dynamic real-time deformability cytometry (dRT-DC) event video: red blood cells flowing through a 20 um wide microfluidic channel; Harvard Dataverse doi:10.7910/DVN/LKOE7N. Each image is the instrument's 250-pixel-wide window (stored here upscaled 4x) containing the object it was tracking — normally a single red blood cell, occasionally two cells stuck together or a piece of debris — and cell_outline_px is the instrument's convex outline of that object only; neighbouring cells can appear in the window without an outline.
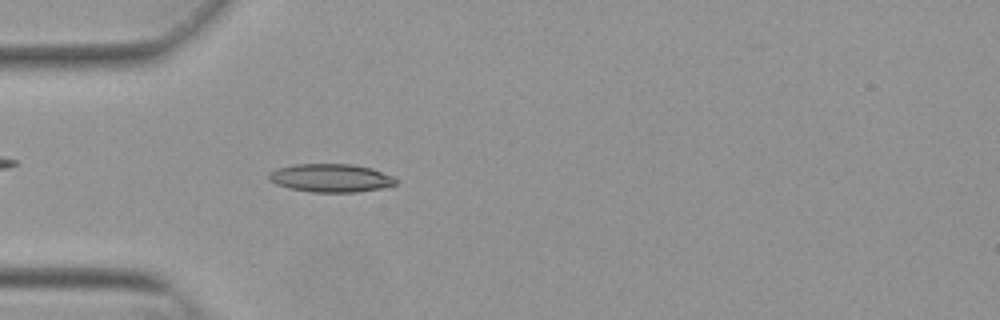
{"species": "Egyptian fruit bat (a non-hibernating species)", "species_latin": "Rousettus aegyptiacus", "temperature_condition": "warm", "stored_images_in_passage": 49, "camera_frame_rate_fps": 3000, "um_per_image_px": 0.085, "animal": {"sex": "female"}, "frame": {"image": 1, "passage_image": 15, "time_ms": 4.667, "image_size_px": [1000, 320], "cell_outline_px": [[396, 184], [380, 188], [356, 192], [312, 192], [288, 188], [276, 184], [268, 180], [268, 172], [276, 168], [296, 164], [352, 164], [372, 168], [392, 176], [396, 180]], "centroid_in_image_um": [28.06, 15.12], "position_along_channel_um": 56.9, "area_um2": 20.92}}
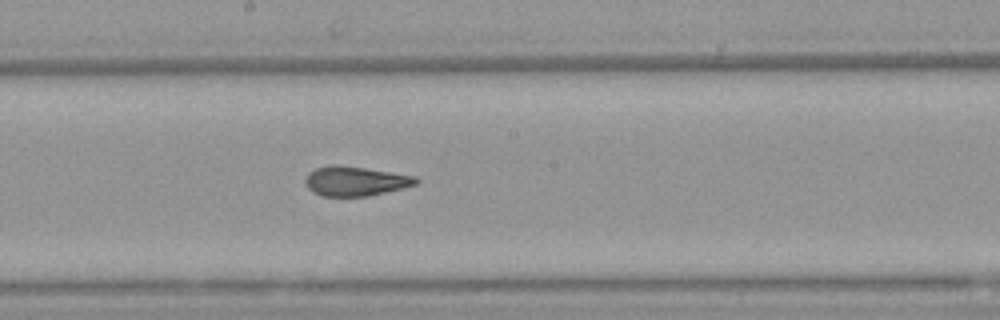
{"frame": {"image": 2, "passage_image": 28, "time_ms": 9.0, "image_size_px": [1000, 320], "cell_outline_px": [[420, 180], [416, 184], [404, 188], [368, 196], [320, 196], [312, 192], [304, 184], [304, 176], [308, 172], [316, 168], [328, 164], [336, 164], [364, 168], [416, 176]], "centroid_in_image_um": [30.15, 15.39], "position_along_channel_um": 218.1, "area_um2": 19.31}}
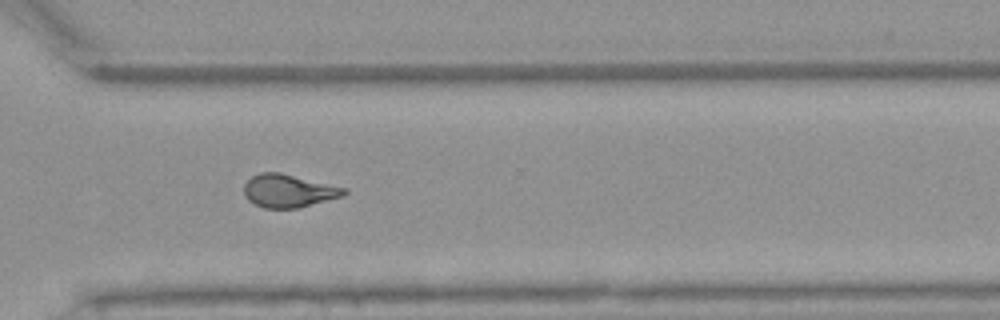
{"frame": {"image": 3, "passage_image": 38, "time_ms": 12.333, "image_size_px": [1000, 320], "cell_outline_px": [[348, 192], [344, 196], [300, 208], [264, 208], [248, 200], [244, 196], [244, 184], [252, 176], [260, 172], [280, 172], [348, 188]], "centroid_in_image_um": [24.56, 16.22], "position_along_channel_um": 346.0, "area_um2": 19.48}}